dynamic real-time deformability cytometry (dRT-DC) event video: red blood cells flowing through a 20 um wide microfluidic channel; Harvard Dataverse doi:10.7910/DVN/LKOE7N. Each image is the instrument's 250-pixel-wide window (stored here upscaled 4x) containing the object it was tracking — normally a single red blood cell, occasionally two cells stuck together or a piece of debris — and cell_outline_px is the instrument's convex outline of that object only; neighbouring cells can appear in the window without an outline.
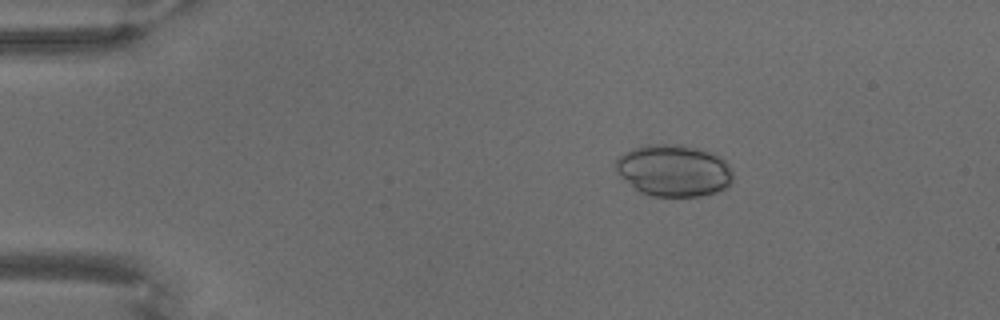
{"species": "common noctule bat (a hibernating species)", "species_latin": "Nyctalus noctula", "temperature_condition": "warm", "stored_images_in_passage": 70, "camera_frame_rate_fps": 3000, "um_per_image_px": 0.085, "animal": {"sex": "male", "body_mass_g": 18.8}, "frame": {"image": 1, "passage_image": 13, "time_ms": 4.0, "image_size_px": [1000, 320], "cell_outline_px": [[732, 184], [728, 188], [720, 192], [700, 196], [652, 196], [640, 192], [620, 176], [616, 168], [616, 160], [624, 152], [632, 148], [644, 144], [680, 144], [704, 148], [720, 156], [728, 164], [732, 172]], "centroid_in_image_um": [57.31, 14.48], "position_along_channel_um": 27.7, "area_um2": 35.95}}
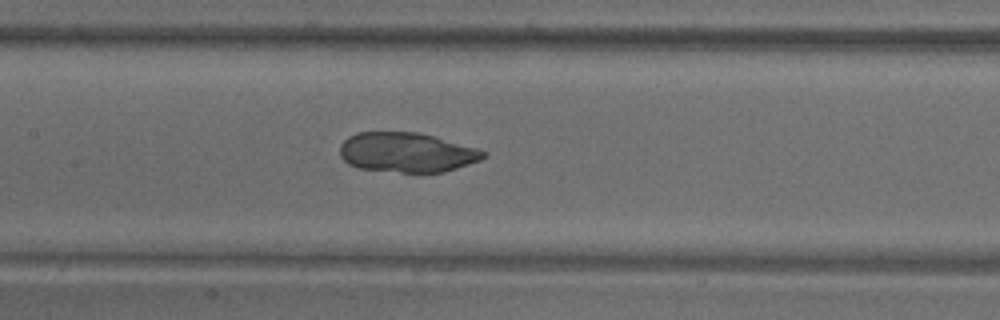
{"frame": {"image": 2, "passage_image": 35, "time_ms": 11.333, "image_size_px": [1000, 320], "cell_outline_px": [[488, 152], [480, 160], [444, 172], [400, 172], [356, 168], [348, 164], [340, 156], [340, 144], [348, 136], [356, 132], [420, 132], [476, 148]], "centroid_in_image_um": [34.53, 12.95], "position_along_channel_um": 172.9, "area_um2": 33.23}}
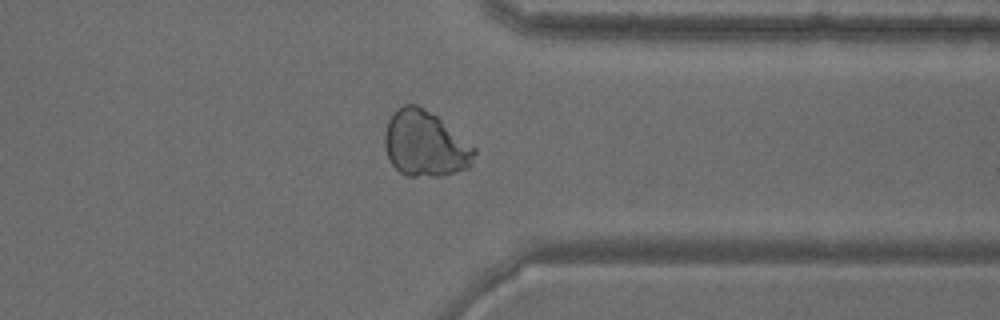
{"frame": {"image": 3, "passage_image": 56, "time_ms": 18.333, "image_size_px": [1000, 320], "cell_outline_px": [[476, 152], [472, 164], [468, 168], [440, 176], [408, 176], [400, 172], [392, 164], [388, 156], [384, 144], [384, 132], [388, 120], [396, 108], [404, 104], [416, 104], [436, 116], [476, 148]], "centroid_in_image_um": [36.12, 12.23], "position_along_channel_um": 375.3, "area_um2": 34.16}}